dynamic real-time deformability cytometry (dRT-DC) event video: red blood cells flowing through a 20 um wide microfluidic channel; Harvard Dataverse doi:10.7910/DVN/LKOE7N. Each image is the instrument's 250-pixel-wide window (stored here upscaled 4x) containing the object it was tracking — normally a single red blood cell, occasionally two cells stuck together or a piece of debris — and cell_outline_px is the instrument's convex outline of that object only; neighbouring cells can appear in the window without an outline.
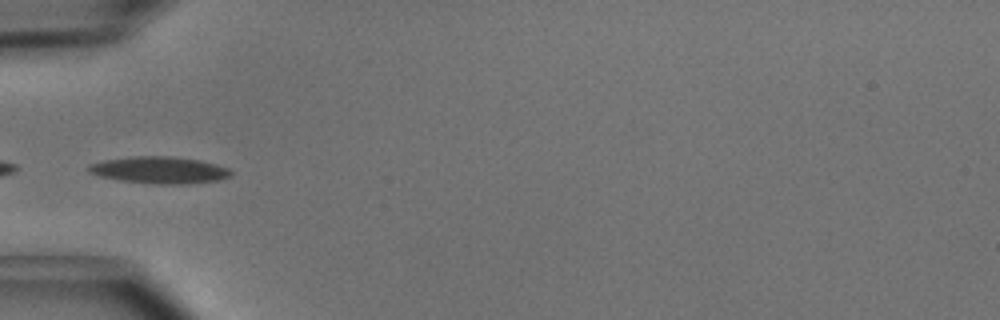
{"species": "common noctule bat (a hibernating species)", "species_latin": "Nyctalus noctula", "temperature_condition": "cold", "stored_images_in_passage": 5, "camera_frame_rate_fps": 3000, "um_per_image_px": 0.085, "animal": {"sex": "male", "body_mass_g": 15.6}, "frame": {"image": 1, "passage_image": 4, "time_ms": 1.0, "image_size_px": [1000, 320], "cell_outline_px": [[232, 176], [216, 180], [184, 184], [156, 184], [120, 180], [100, 176], [88, 172], [88, 164], [104, 160], [132, 156], [172, 156], [200, 160], [216, 164], [228, 168], [232, 172]], "centroid_in_image_um": [13.54, 14.45], "position_along_channel_um": 71.5, "area_um2": 22.25}}